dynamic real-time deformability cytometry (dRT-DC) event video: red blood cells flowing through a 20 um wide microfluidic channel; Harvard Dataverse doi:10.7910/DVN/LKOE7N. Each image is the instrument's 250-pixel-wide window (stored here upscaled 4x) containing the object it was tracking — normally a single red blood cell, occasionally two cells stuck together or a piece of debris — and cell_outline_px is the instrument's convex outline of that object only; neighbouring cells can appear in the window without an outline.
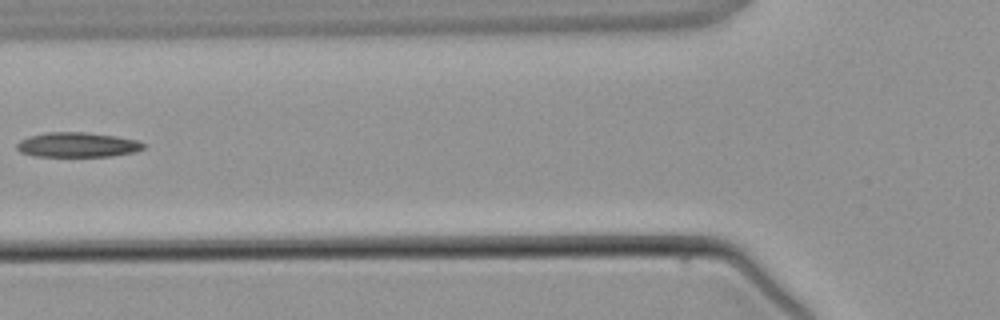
{"species": "common noctule bat (a hibernating species)", "species_latin": "Nyctalus noctula", "temperature_condition": "warm", "stored_images_in_passage": 4, "camera_frame_rate_fps": 3000, "um_per_image_px": 0.085, "animal": {"sex": "male", "body_mass_g": 21.5, "forearm_length_mm": 52.0}, "frame": {"image": 1, "passage_image": 4, "time_ms": 3.667, "image_size_px": [1000, 320], "cell_outline_px": [[144, 148], [136, 152], [112, 156], [36, 156], [20, 152], [16, 148], [16, 144], [20, 140], [28, 136], [48, 132], [84, 132], [116, 136], [136, 140], [144, 144]], "centroid_in_image_um": [6.56, 12.31], "position_along_channel_um": 119.2, "area_um2": 18.26}}